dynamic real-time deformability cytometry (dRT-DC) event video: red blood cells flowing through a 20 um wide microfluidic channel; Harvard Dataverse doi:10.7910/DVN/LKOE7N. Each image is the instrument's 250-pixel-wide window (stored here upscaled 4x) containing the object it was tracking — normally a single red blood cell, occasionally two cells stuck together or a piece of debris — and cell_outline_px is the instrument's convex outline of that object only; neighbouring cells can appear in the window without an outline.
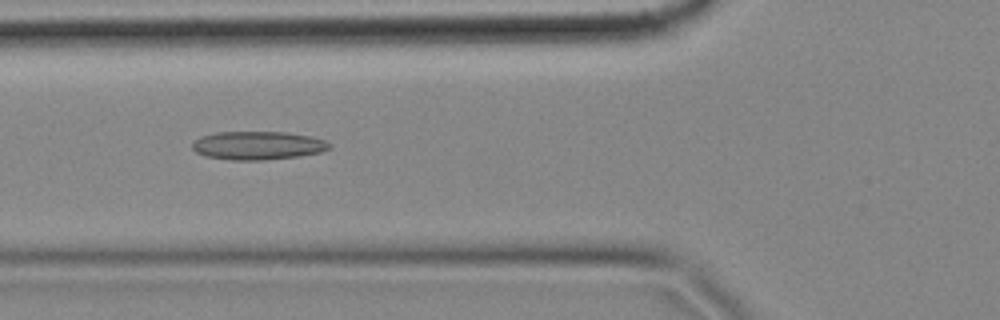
{"species": "common noctule bat (a hibernating species)", "species_latin": "Nyctalus noctula", "temperature_condition": "cold", "stored_images_in_passage": 42, "camera_frame_rate_fps": 3000, "um_per_image_px": 0.085, "animal": {"sex": "female", "body_mass_g": 18.4}, "frame": {"image": 1, "passage_image": 6, "time_ms": 1.667, "image_size_px": [1000, 320], "cell_outline_px": [[332, 144], [328, 148], [320, 152], [300, 156], [260, 160], [232, 160], [204, 156], [196, 152], [192, 148], [192, 144], [200, 136], [216, 132], [288, 132], [312, 136], [324, 140]], "centroid_in_image_um": [21.9, 12.36], "position_along_channel_um": 103.9, "area_um2": 22.72}}
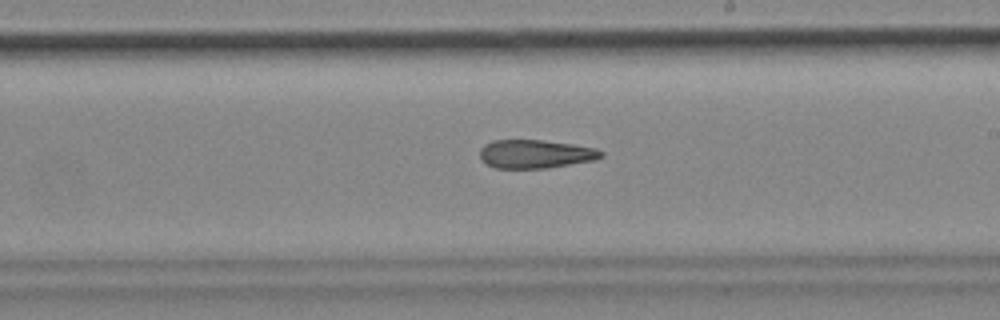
{"frame": {"image": 2, "passage_image": 18, "time_ms": 5.667, "image_size_px": [1000, 320], "cell_outline_px": [[604, 156], [596, 160], [544, 168], [496, 168], [480, 160], [480, 148], [484, 144], [492, 140], [544, 140], [572, 144], [596, 148], [604, 152]], "centroid_in_image_um": [45.51, 13.08], "position_along_channel_um": 243.5, "area_um2": 20.23}}
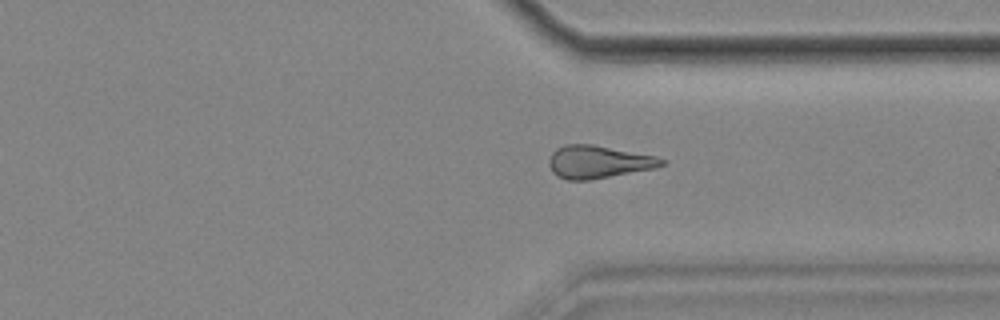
{"frame": {"image": 3, "passage_image": 28, "time_ms": 9.0, "image_size_px": [1000, 320], "cell_outline_px": [[664, 164], [656, 168], [588, 180], [568, 180], [556, 176], [552, 172], [548, 164], [548, 160], [552, 152], [556, 148], [564, 144], [592, 144], [656, 156], [664, 160]], "centroid_in_image_um": [50.81, 13.76], "position_along_channel_um": 360.6, "area_um2": 21.5}}